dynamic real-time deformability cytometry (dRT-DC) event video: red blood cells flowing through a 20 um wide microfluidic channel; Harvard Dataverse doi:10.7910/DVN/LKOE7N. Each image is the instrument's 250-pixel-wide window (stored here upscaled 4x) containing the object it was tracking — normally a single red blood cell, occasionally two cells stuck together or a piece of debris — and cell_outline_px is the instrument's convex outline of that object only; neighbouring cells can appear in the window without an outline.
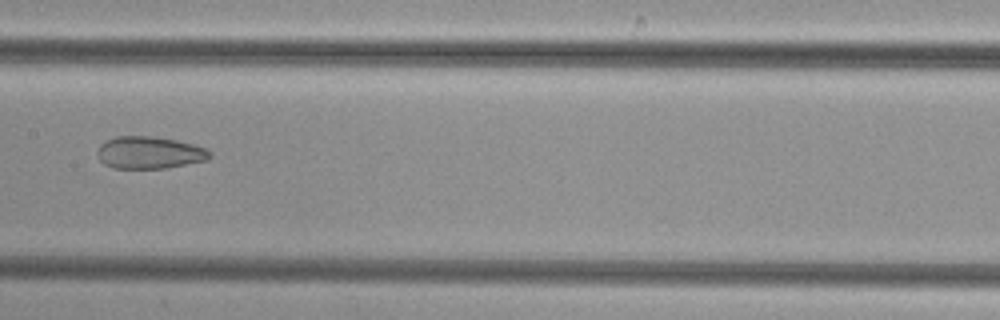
{"species": "common noctule bat (a hibernating species)", "species_latin": "Nyctalus noctula", "temperature_condition": "cold", "stored_images_in_passage": 9, "camera_frame_rate_fps": 3000, "um_per_image_px": 0.085, "animal": {"sex": "female", "body_mass_g": 29.2, "forearm_length_mm": 56.3}, "frame": {"image": 1, "passage_image": 8, "time_ms": 9.0, "image_size_px": [1000, 320], "cell_outline_px": [[212, 156], [208, 160], [164, 168], [112, 168], [104, 164], [100, 160], [96, 152], [100, 144], [116, 136], [152, 136], [176, 140], [208, 148], [212, 152]], "centroid_in_image_um": [12.72, 12.97], "position_along_channel_um": 194.7, "area_um2": 21.21}}
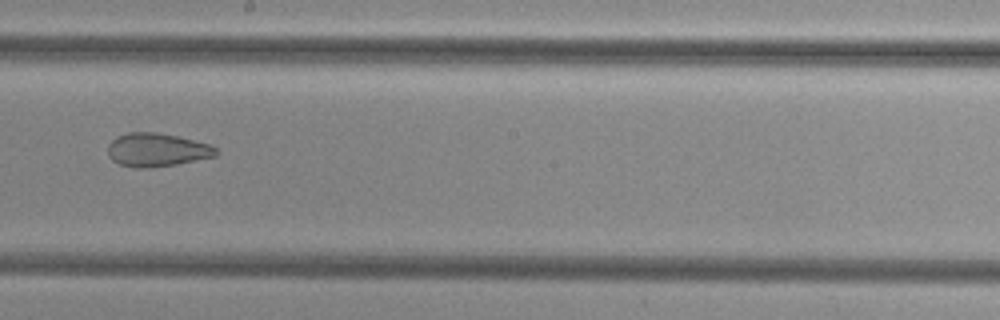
{"frame": {"image": 2, "passage_image": 9, "time_ms": 10.0, "image_size_px": [1000, 320], "cell_outline_px": [[220, 152], [216, 156], [176, 164], [152, 168], [136, 168], [120, 164], [112, 160], [108, 156], [108, 144], [116, 136], [128, 132], [156, 132], [180, 136], [208, 144], [216, 148]], "centroid_in_image_um": [13.33, 12.73], "position_along_channel_um": 234.9, "area_um2": 21.27}}